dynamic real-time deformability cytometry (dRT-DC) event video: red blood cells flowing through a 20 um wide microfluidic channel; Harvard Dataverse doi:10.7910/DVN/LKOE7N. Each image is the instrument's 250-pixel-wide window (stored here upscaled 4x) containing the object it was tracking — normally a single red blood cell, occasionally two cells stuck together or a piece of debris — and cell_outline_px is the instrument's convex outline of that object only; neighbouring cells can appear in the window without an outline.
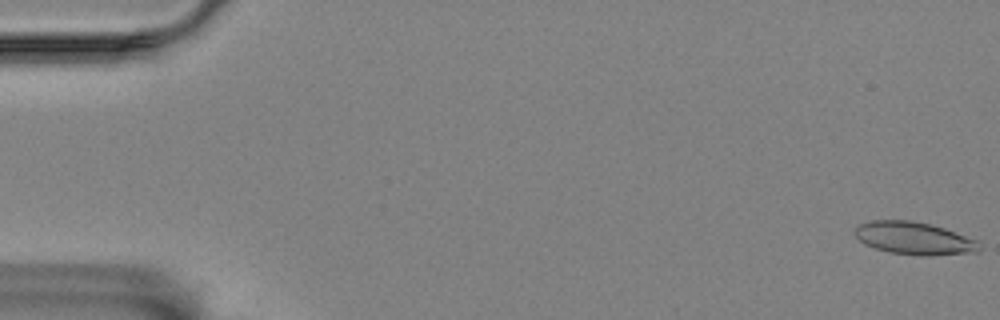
{"species": "Egyptian fruit bat (a non-hibernating species)", "species_latin": "Rousettus aegyptiacus", "temperature_condition": "room temperature", "stored_images_in_passage": 16, "camera_frame_rate_fps": 3000, "um_per_image_px": 0.085, "animal": {"sex": "female"}, "frame": {"image": 1, "passage_image": 1, "time_ms": 0.0, "image_size_px": [1000, 320], "cell_outline_px": [[980, 248], [976, 252], [928, 256], [920, 256], [888, 252], [864, 244], [856, 236], [856, 224], [872, 220], [908, 220], [928, 224], [944, 228], [976, 240], [980, 244]], "centroid_in_image_um": [77.68, 20.26], "position_along_channel_um": 7.3, "area_um2": 23.52}}
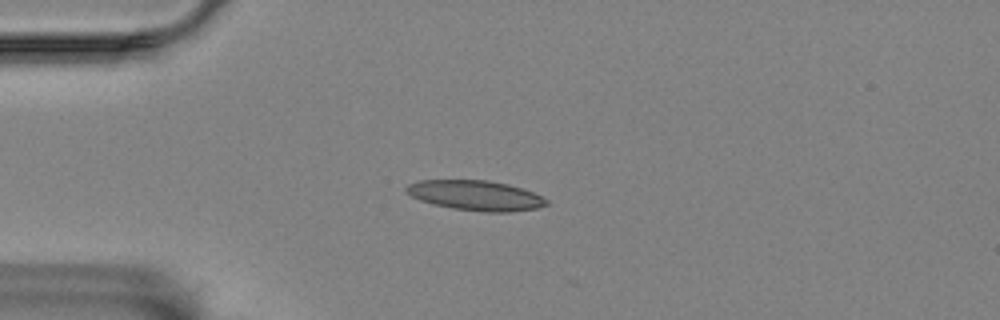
{"frame": {"image": 2, "passage_image": 15, "time_ms": 4.667, "image_size_px": [1000, 320], "cell_outline_px": [[548, 204], [536, 208], [508, 212], [484, 212], [452, 208], [432, 204], [420, 200], [404, 192], [404, 188], [408, 184], [420, 180], [488, 180], [508, 184], [532, 192], [548, 200]], "centroid_in_image_um": [40.38, 16.61], "position_along_channel_um": 44.6, "area_um2": 24.45}}